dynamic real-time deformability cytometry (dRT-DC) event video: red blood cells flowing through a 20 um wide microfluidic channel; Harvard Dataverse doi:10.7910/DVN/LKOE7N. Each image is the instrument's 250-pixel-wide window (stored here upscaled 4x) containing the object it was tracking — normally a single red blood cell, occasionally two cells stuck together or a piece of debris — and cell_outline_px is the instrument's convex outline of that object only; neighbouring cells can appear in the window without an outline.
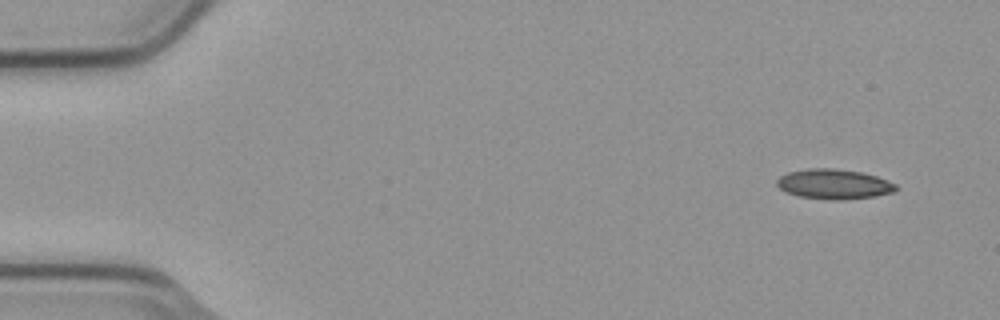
{"species": "common noctule bat (a hibernating species)", "species_latin": "Nyctalus noctula", "temperature_condition": "cold", "stored_images_in_passage": 4, "camera_frame_rate_fps": 3000, "um_per_image_px": 0.085, "animal": {"sex": "male", "body_mass_g": 23.1, "forearm_length_mm": 52.7}, "frame": {"image": 1, "passage_image": 1, "time_ms": 0.0, "image_size_px": [1000, 320], "cell_outline_px": [[896, 188], [892, 192], [876, 196], [840, 200], [828, 200], [800, 196], [784, 192], [776, 184], [776, 180], [780, 176], [788, 172], [808, 168], [832, 168], [860, 172], [876, 176], [888, 180], [896, 184]], "centroid_in_image_um": [70.85, 15.65], "position_along_channel_um": 14.2, "area_um2": 20.75}}